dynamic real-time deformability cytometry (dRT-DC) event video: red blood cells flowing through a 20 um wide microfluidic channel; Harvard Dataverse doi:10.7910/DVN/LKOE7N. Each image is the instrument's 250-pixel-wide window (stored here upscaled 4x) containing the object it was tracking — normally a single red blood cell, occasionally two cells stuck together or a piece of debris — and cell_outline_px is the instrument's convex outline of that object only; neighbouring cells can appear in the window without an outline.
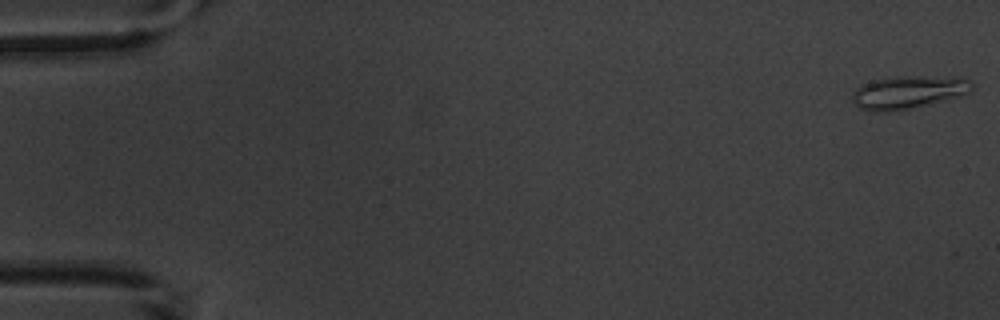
{"species": "common noctule bat (a hibernating species)", "species_latin": "Nyctalus noctula", "temperature_condition": "warm", "stored_images_in_passage": 5, "camera_frame_rate_fps": 3000, "um_per_image_px": 0.085, "animal": {"sex": "male", "body_mass_g": 20.1, "forearm_length_mm": 53.5}, "frame": {"image": 1, "passage_image": 1, "time_ms": 0.0, "image_size_px": [1000, 320], "cell_outline_px": [[972, 88], [968, 92], [960, 96], [912, 108], [888, 112], [876, 112], [860, 108], [852, 100], [852, 92], [856, 88], [872, 80], [896, 76], [960, 76], [968, 80], [972, 84]], "centroid_in_image_um": [77.2, 7.82], "position_along_channel_um": 7.8, "area_um2": 23.06}}
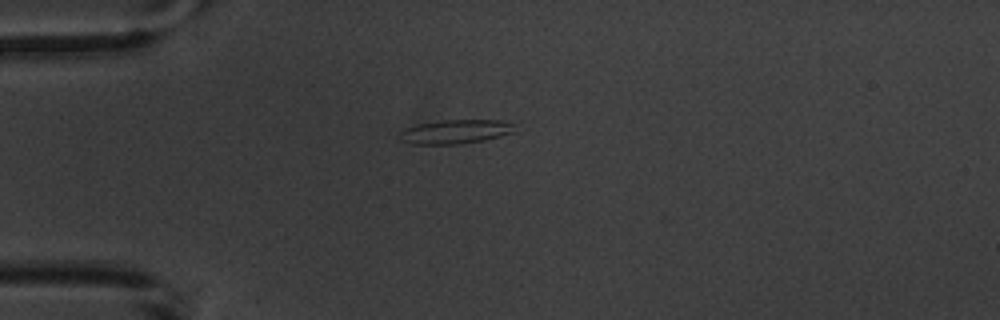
{"frame": {"image": 2, "passage_image": 5, "time_ms": 4.667, "image_size_px": [1000, 320], "cell_outline_px": [[516, 132], [484, 140], [460, 144], [412, 144], [400, 140], [396, 136], [396, 132], [400, 128], [416, 124], [444, 120], [500, 120], [516, 124]], "centroid_in_image_um": [38.64, 11.19], "position_along_channel_um": 46.4, "area_um2": 16.65}}